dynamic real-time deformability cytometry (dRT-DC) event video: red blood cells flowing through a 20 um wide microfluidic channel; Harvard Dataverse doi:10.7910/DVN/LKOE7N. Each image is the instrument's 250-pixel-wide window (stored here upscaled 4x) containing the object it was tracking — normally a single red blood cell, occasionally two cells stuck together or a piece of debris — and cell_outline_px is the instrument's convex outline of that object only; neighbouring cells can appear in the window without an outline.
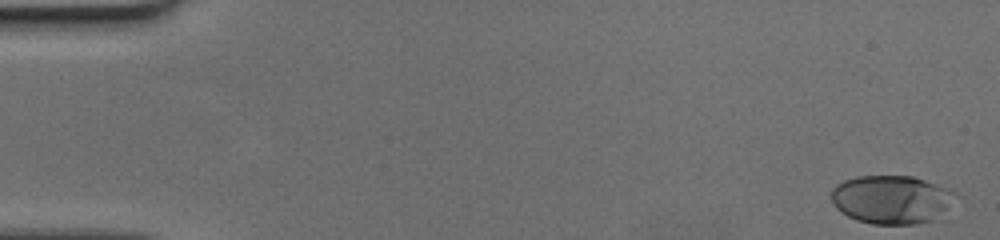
{"species": "human", "species_latin": "Homo sapiens", "temperature_condition": "cold", "stored_images_in_passage": 55, "camera_frame_rate_fps": 3000, "um_per_image_px": 0.085, "donor": {"sex": "female"}, "frame": {"image": 1, "passage_image": 1, "time_ms": 0.0, "image_size_px": [1000, 240], "cell_outline_px": [[956, 192], [948, 220], [920, 224], [872, 224], [856, 220], [848, 216], [836, 208], [832, 204], [832, 188], [836, 184], [844, 180], [856, 176], [912, 176], [948, 188]], "centroid_in_image_um": [75.9, 17.0], "position_along_channel_um": 9.1, "area_um2": 36.24}}
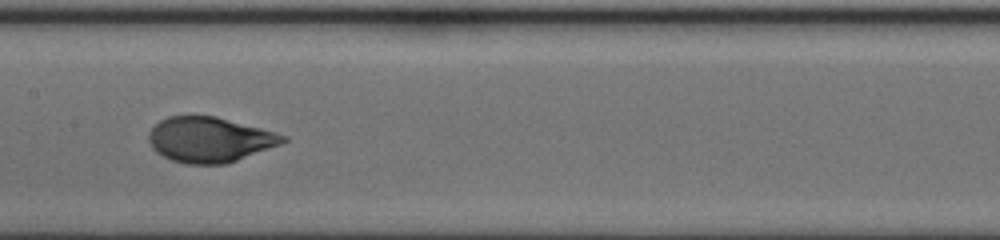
{"frame": {"image": 2, "passage_image": 28, "time_ms": 9.0, "image_size_px": [1000, 240], "cell_outline_px": [[288, 140], [280, 144], [228, 164], [184, 164], [172, 160], [156, 152], [152, 148], [148, 140], [148, 132], [160, 120], [168, 116], [216, 116], [260, 128], [288, 136]], "centroid_in_image_um": [17.8, 11.87], "position_along_channel_um": 189.6, "area_um2": 35.32}}
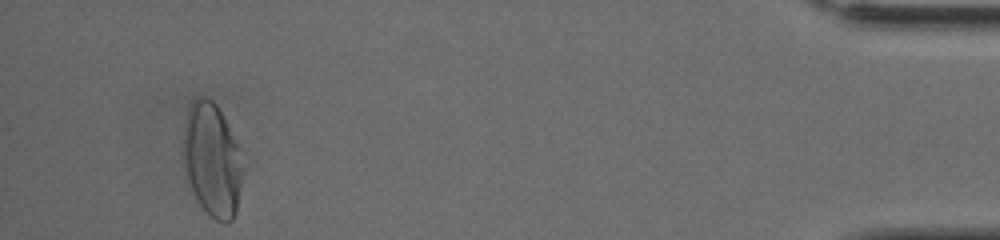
{"frame": {"image": 3, "passage_image": 52, "time_ms": 17.0, "image_size_px": [1000, 240], "cell_outline_px": [[240, 184], [236, 212], [232, 220], [228, 224], [224, 224], [216, 220], [196, 200], [184, 176], [180, 148], [184, 120], [188, 108], [192, 100], [196, 96], [208, 96], [216, 104], [240, 148]], "centroid_in_image_um": [17.93, 13.55], "position_along_channel_um": 417.3, "area_um2": 40.06}}